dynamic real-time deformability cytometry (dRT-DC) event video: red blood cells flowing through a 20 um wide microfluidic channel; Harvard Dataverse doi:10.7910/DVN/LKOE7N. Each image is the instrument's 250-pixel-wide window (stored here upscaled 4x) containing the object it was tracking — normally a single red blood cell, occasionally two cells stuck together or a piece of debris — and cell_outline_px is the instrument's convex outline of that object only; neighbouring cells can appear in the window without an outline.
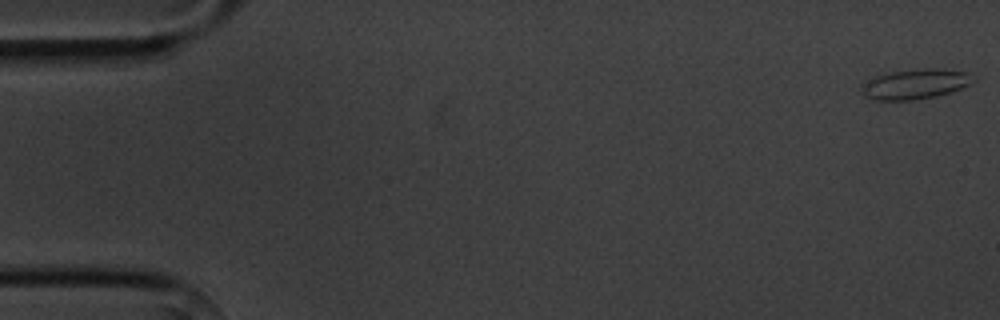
{"species": "common noctule bat (a hibernating species)", "species_latin": "Nyctalus noctula", "temperature_condition": "cold", "stored_images_in_passage": 15, "camera_frame_rate_fps": 3000, "um_per_image_px": 0.085, "animal": {"sex": "male", "body_mass_g": 20.1, "forearm_length_mm": 53.5}, "frame": {"image": 1, "passage_image": 1, "time_ms": 0.0, "image_size_px": [1000, 320], "cell_outline_px": [[976, 80], [960, 88], [936, 96], [916, 100], [876, 100], [864, 96], [860, 88], [860, 84], [876, 76], [892, 72], [924, 68], [936, 68], [968, 72], [976, 76]], "centroid_in_image_um": [77.79, 7.14], "position_along_channel_um": 7.2, "area_um2": 19.54}}
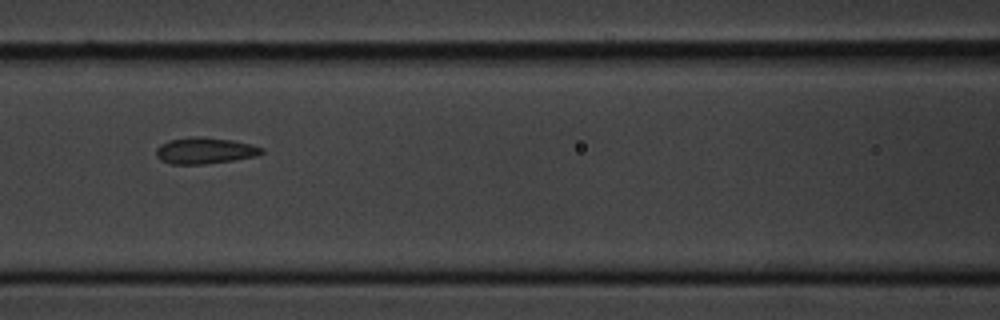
{"frame": {"image": 2, "passage_image": 7, "time_ms": 7.667, "image_size_px": [1000, 320], "cell_outline_px": [[264, 152], [256, 156], [232, 160], [204, 164], [172, 164], [160, 160], [156, 156], [156, 148], [160, 144], [168, 140], [188, 136], [200, 136], [232, 140], [264, 148]], "centroid_in_image_um": [17.36, 12.79], "position_along_channel_um": 149.2, "area_um2": 16.24}}
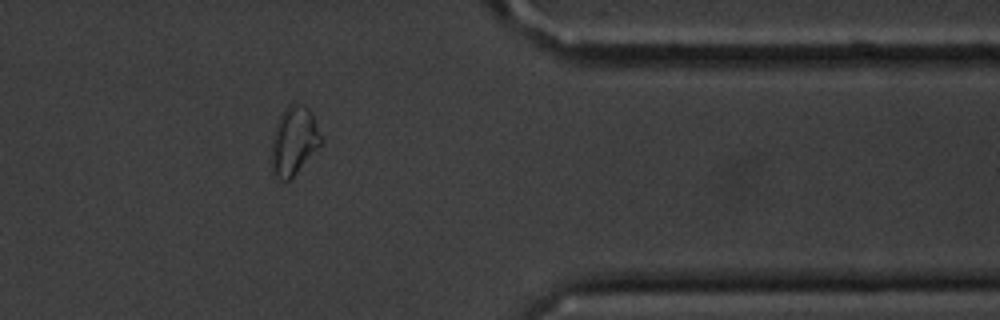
{"frame": {"image": 3, "passage_image": 13, "time_ms": 14.667, "image_size_px": [1000, 320], "cell_outline_px": [[324, 140], [296, 172], [288, 180], [280, 180], [272, 172], [272, 140], [280, 116], [288, 104], [304, 104], [312, 112]], "centroid_in_image_um": [25.01, 11.94], "position_along_channel_um": 386.4, "area_um2": 19.36}, "authors_computed_cell_mechanics": {"area_um2": 16.7042, "velocity_mm_per_s": 3.6239, "shape_relaxation_time_tau1_ms": null, "shape_relaxation_time_tau2_ms": 1.0062, "deformation_change_tau1": null, "deformation_change_tau2": 0.0385}}